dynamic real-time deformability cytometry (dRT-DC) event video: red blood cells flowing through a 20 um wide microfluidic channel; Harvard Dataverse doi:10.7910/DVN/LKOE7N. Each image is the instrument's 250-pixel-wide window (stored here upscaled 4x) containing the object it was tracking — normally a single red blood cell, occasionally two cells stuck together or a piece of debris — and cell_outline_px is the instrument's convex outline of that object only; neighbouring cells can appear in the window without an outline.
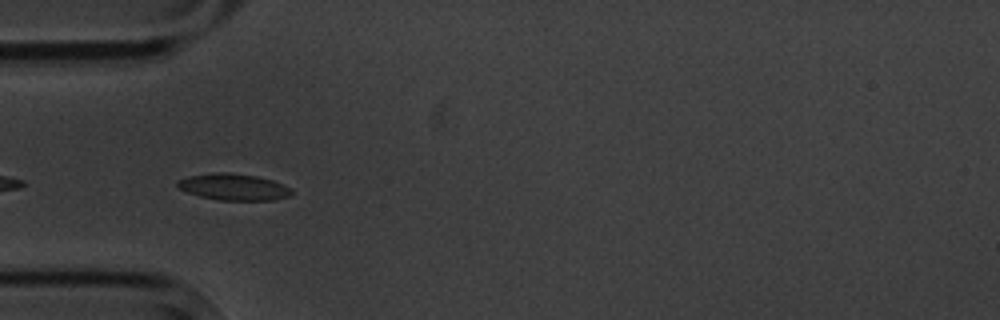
{"species": "common noctule bat (a hibernating species)", "species_latin": "Nyctalus noctula", "temperature_condition": "cold", "stored_images_in_passage": 6, "camera_frame_rate_fps": 3000, "um_per_image_px": 0.085, "animal": {"sex": "male", "body_mass_g": 20.1, "forearm_length_mm": 53.5}, "frame": {"image": 1, "passage_image": 5, "time_ms": 4.667, "image_size_px": [1000, 320], "cell_outline_px": [[292, 192], [288, 196], [276, 200], [220, 200], [200, 196], [188, 192], [180, 188], [176, 184], [176, 180], [188, 176], [212, 172], [228, 172], [256, 176], [272, 180], [292, 188]], "centroid_in_image_um": [19.85, 15.88], "position_along_channel_um": 65.2, "area_um2": 17.63}}
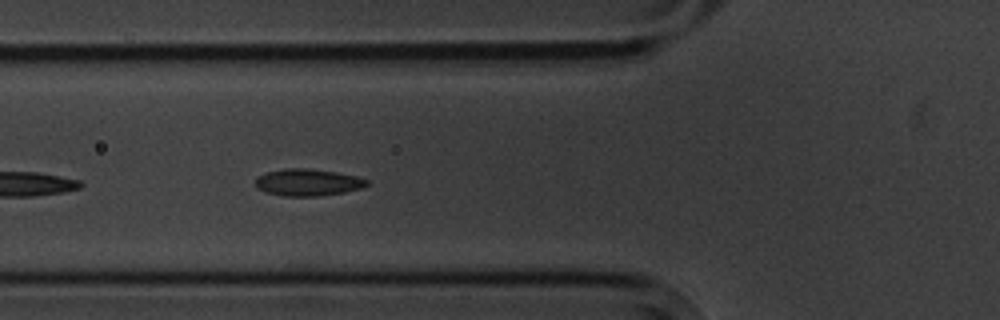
{"frame": {"image": 2, "passage_image": 6, "time_ms": 5.667, "image_size_px": [1000, 320], "cell_outline_px": [[368, 184], [360, 188], [344, 192], [320, 196], [284, 196], [268, 192], [256, 188], [256, 180], [260, 176], [268, 172], [284, 168], [308, 168], [336, 172], [356, 176], [368, 180]], "centroid_in_image_um": [26.17, 15.5], "position_along_channel_um": 99.6, "area_um2": 17.28}}